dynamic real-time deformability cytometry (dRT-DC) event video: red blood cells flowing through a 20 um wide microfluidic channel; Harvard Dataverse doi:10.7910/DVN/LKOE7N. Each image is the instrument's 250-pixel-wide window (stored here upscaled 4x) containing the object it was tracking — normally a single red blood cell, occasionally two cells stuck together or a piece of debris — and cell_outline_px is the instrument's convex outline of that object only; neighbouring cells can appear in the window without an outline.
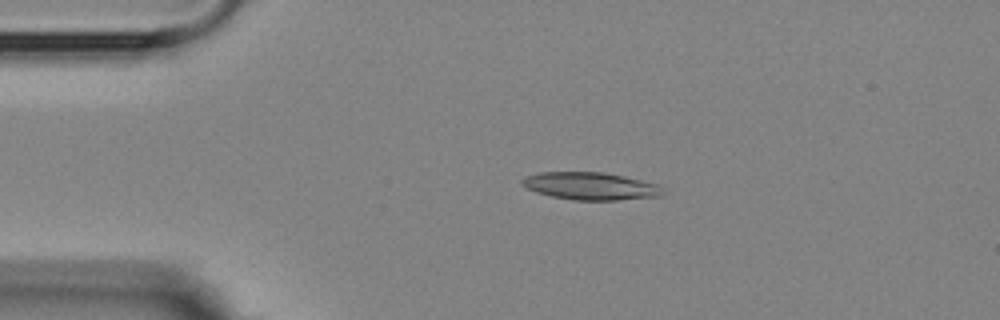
{"species": "Egyptian fruit bat (a non-hibernating species)", "species_latin": "Rousettus aegyptiacus", "temperature_condition": "room temperature", "stored_images_in_passage": 4, "camera_frame_rate_fps": 3000, "um_per_image_px": 0.085, "animal": {"sex": "female"}, "frame": {"image": 1, "passage_image": 3, "time_ms": 2.333, "image_size_px": [1000, 320], "cell_outline_px": [[668, 192], [660, 196], [616, 200], [572, 200], [552, 196], [536, 192], [520, 184], [520, 180], [524, 176], [540, 172], [604, 172], [624, 176], [656, 184]], "centroid_in_image_um": [50.18, 15.81], "position_along_channel_um": 34.8, "area_um2": 22.66}}